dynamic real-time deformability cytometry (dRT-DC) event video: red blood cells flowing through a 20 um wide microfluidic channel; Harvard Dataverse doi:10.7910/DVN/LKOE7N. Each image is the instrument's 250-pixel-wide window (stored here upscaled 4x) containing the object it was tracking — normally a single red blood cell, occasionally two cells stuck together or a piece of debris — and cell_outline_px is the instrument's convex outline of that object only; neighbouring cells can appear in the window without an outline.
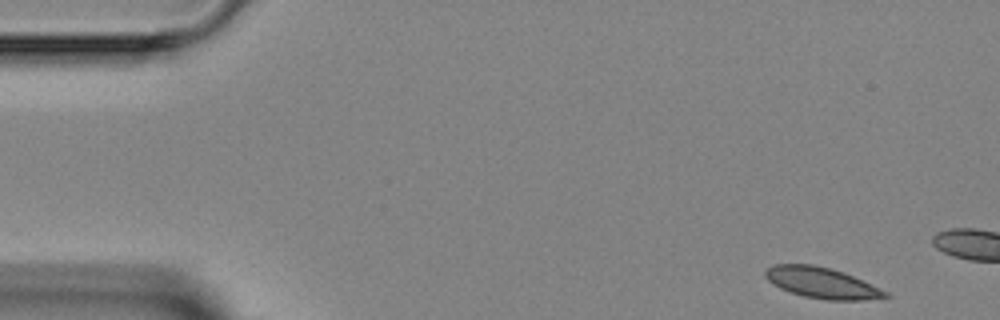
{"species": "Egyptian fruit bat (a non-hibernating species)", "species_latin": "Rousettus aegyptiacus", "temperature_condition": "room temperature", "stored_images_in_passage": 5, "camera_frame_rate_fps": 3000, "um_per_image_px": 0.085, "animal": {"sex": "female"}, "frame": {"image": 1, "passage_image": 1, "time_ms": 0.0, "image_size_px": [1000, 320], "cell_outline_px": [[892, 296], [864, 300], [828, 300], [804, 296], [780, 288], [772, 284], [764, 276], [764, 272], [772, 264], [812, 264], [832, 268], [844, 272], [888, 292]], "centroid_in_image_um": [69.84, 24.03], "position_along_channel_um": 15.2, "area_um2": 21.56}}